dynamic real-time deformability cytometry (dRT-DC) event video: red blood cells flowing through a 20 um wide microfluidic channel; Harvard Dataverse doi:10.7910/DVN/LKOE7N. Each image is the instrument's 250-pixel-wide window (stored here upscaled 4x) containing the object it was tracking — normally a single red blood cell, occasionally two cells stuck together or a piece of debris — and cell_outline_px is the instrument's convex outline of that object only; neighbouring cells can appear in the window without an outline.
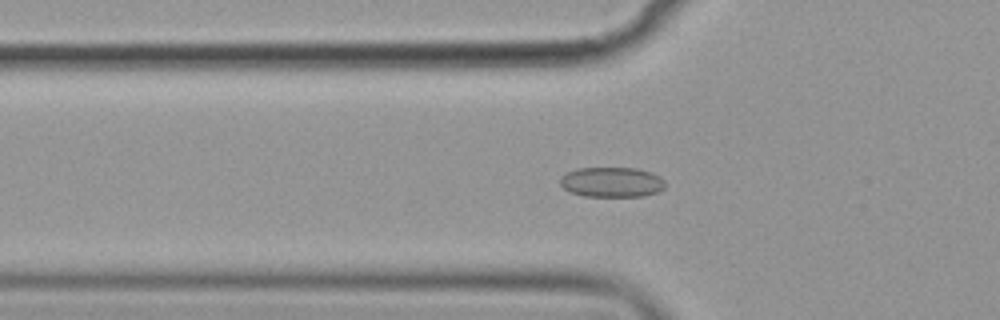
{"species": "common noctule bat (a hibernating species)", "species_latin": "Nyctalus noctula", "temperature_condition": "cold", "stored_images_in_passage": 58, "segment_of_instrument_passage": [1, 2], "camera_frame_rate_fps": 3000, "um_per_image_px": 0.085, "animal": {"sex": "female", "body_mass_g": 19.9}, "frame": {"image": 1, "passage_image": 20, "time_ms": 6.333, "image_size_px": [1000, 320], "cell_outline_px": [[664, 188], [656, 192], [644, 196], [584, 196], [568, 192], [560, 184], [560, 176], [576, 168], [636, 168], [652, 172], [660, 176], [664, 180]], "centroid_in_image_um": [51.98, 15.48], "position_along_channel_um": 73.8, "area_um2": 18.5}}
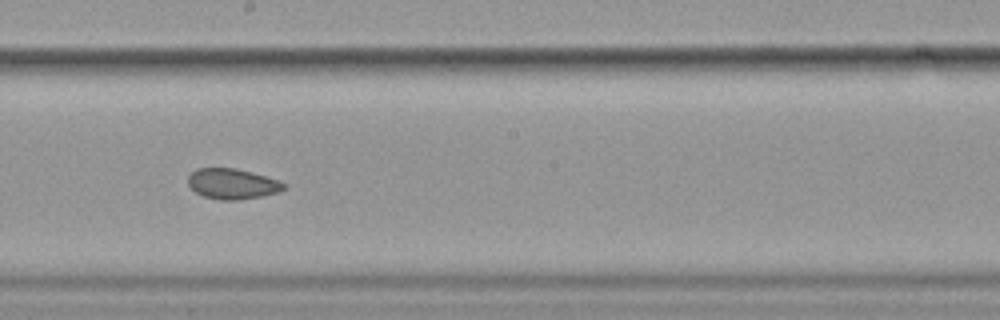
{"frame": {"image": 2, "passage_image": 33, "time_ms": 10.667, "image_size_px": [1000, 320], "cell_outline_px": [[288, 188], [280, 192], [240, 200], [220, 200], [204, 196], [196, 192], [188, 184], [188, 176], [196, 168], [236, 168], [252, 172], [280, 180], [288, 184]], "centroid_in_image_um": [19.81, 15.62], "position_along_channel_um": 228.4, "area_um2": 17.22}}
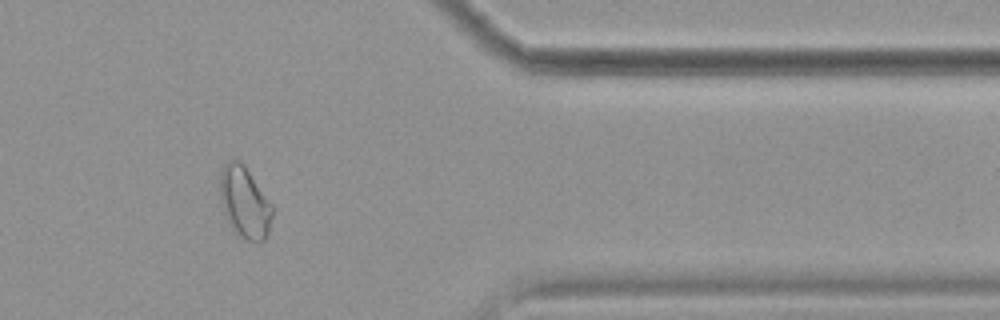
{"frame": {"image": 3, "passage_image": 48, "time_ms": 15.667, "image_size_px": [1000, 320], "cell_outline_px": [[272, 216], [268, 232], [264, 240], [248, 240], [236, 236], [224, 212], [220, 200], [220, 172], [224, 164], [232, 160], [240, 160], [244, 164], [272, 204]], "centroid_in_image_um": [20.78, 17.18], "position_along_channel_um": 390.6, "area_um2": 21.68}}